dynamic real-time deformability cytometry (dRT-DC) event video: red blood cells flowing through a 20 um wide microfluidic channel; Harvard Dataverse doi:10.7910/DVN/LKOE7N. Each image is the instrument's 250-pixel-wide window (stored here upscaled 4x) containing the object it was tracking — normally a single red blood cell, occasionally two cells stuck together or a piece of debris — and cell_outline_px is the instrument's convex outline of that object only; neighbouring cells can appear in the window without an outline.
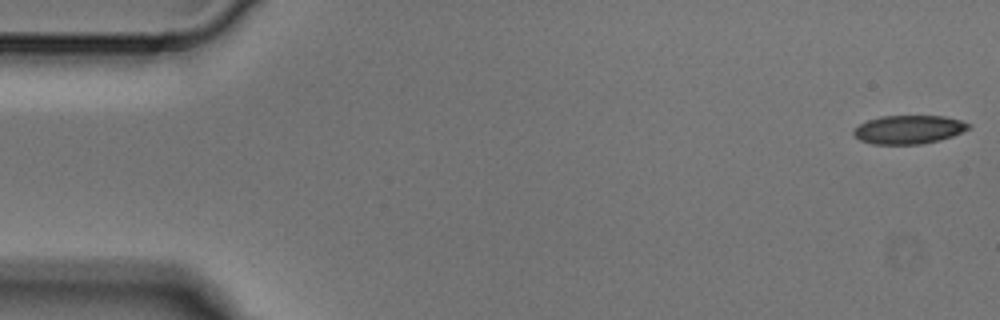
{"species": "Egyptian fruit bat (a non-hibernating species)", "species_latin": "Rousettus aegyptiacus", "temperature_condition": "cold", "stored_images_in_passage": 5, "segment_of_instrument_passage": [2, 2], "camera_frame_rate_fps": 3000, "um_per_image_px": 0.085, "animal": {"sex": "male"}, "frame": {"image": 1, "passage_image": 5, "time_ms": 1.333, "image_size_px": [1000, 320], "cell_outline_px": [[972, 124], [968, 128], [952, 136], [940, 140], [920, 144], [872, 144], [860, 140], [852, 132], [860, 124], [868, 120], [880, 116], [944, 116], [960, 120]], "centroid_in_image_um": [77.24, 11.01], "position_along_channel_um": 7.8, "area_um2": 18.96}}